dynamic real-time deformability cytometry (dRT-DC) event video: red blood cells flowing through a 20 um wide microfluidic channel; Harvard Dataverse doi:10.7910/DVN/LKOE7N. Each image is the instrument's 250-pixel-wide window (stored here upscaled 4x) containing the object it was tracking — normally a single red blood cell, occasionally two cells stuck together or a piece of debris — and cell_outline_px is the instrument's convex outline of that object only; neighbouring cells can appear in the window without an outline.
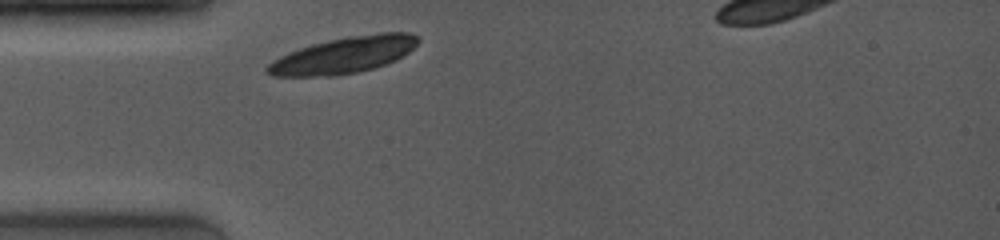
{"species": "common noctule bat (a hibernating species)", "species_latin": "Nyctalus noctula", "temperature_condition": "room temperature", "stored_images_in_passage": 1, "camera_frame_rate_fps": 4000, "um_per_image_px": 0.085, "animal": {"sex": "female", "body_mass_g": 19.0, "forearm_length_mm": 53.3}, "frame": {"image": 1, "passage_image": 1, "time_ms": 0.0, "image_size_px": [1000, 240], "cell_outline_px": [[420, 40], [408, 52], [396, 60], [376, 68], [336, 76], [272, 76], [264, 72], [264, 68], [272, 60], [288, 52], [312, 44], [344, 36], [380, 32], [408, 32], [420, 36]], "centroid_in_image_um": [29.21, 4.68], "position_along_channel_um": 55.8, "area_um2": 32.31}}